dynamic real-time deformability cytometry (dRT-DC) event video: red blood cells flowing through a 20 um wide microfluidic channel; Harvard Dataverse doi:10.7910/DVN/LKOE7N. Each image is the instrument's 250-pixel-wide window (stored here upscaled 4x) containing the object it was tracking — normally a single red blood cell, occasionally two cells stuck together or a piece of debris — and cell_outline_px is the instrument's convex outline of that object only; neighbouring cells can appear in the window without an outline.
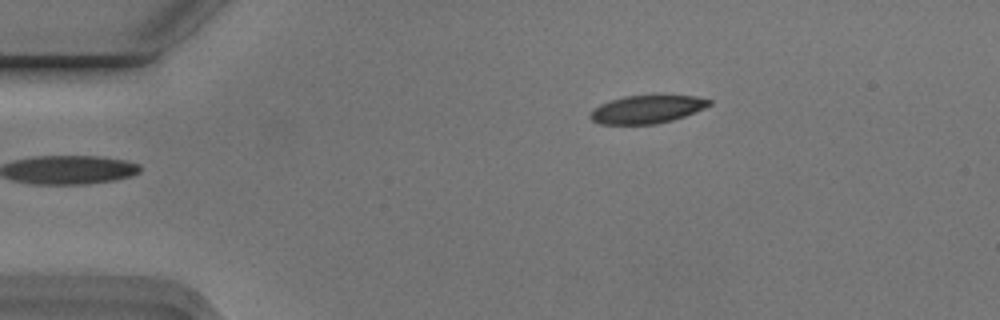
{"species": "Egyptian fruit bat (a non-hibernating species)", "species_latin": "Rousettus aegyptiacus", "temperature_condition": "cold", "stored_images_in_passage": 7, "camera_frame_rate_fps": 3000, "um_per_image_px": 0.085, "animal": {"sex": "male"}, "frame": {"image": 1, "passage_image": 1, "time_ms": 0.0, "image_size_px": [1000, 320], "cell_outline_px": [[712, 104], [704, 108], [684, 116], [672, 120], [656, 124], [600, 124], [592, 120], [588, 116], [600, 104], [624, 96], [696, 96], [712, 100]], "centroid_in_image_um": [55.0, 9.3], "position_along_channel_um": 30.0, "area_um2": 19.13}}
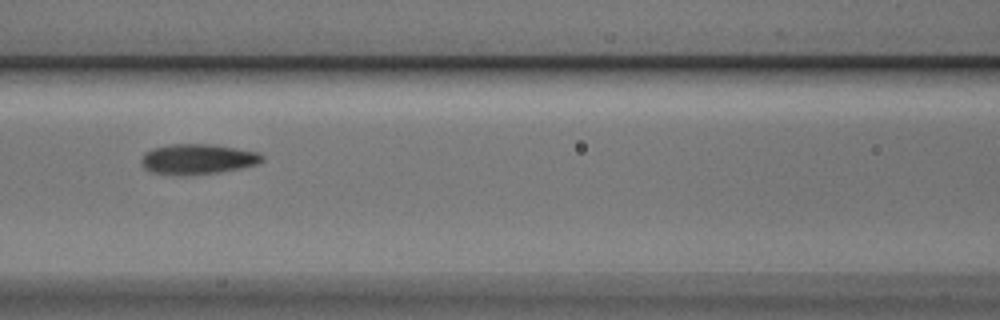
{"frame": {"image": 2, "passage_image": 5, "time_ms": 1.333, "image_size_px": [1000, 320], "cell_outline_px": [[264, 160], [256, 164], [240, 168], [220, 172], [188, 176], [176, 176], [152, 172], [144, 168], [140, 160], [144, 152], [152, 148], [172, 144], [208, 144], [256, 152], [264, 156]], "centroid_in_image_um": [16.74, 13.54], "position_along_channel_um": 149.9, "area_um2": 21.39}}
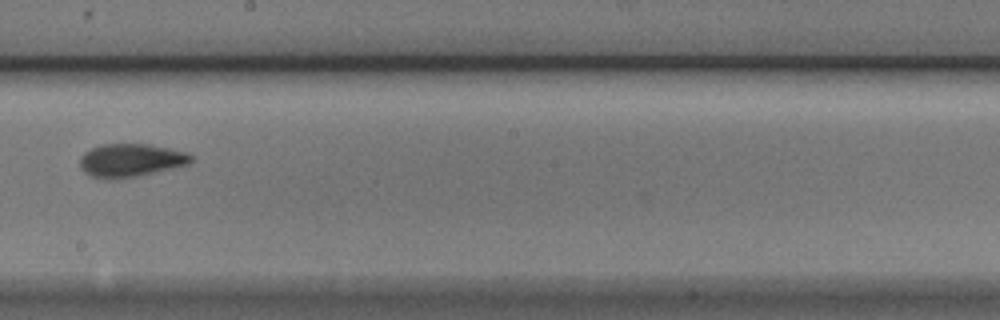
{"frame": {"image": 3, "passage_image": 7, "time_ms": 2.0, "image_size_px": [1000, 320], "cell_outline_px": [[192, 160], [188, 164], [136, 176], [92, 176], [84, 172], [80, 168], [80, 156], [84, 152], [100, 144], [148, 144], [188, 152], [192, 156]], "centroid_in_image_um": [11.12, 13.57], "position_along_channel_um": 237.1, "area_um2": 20.75}}